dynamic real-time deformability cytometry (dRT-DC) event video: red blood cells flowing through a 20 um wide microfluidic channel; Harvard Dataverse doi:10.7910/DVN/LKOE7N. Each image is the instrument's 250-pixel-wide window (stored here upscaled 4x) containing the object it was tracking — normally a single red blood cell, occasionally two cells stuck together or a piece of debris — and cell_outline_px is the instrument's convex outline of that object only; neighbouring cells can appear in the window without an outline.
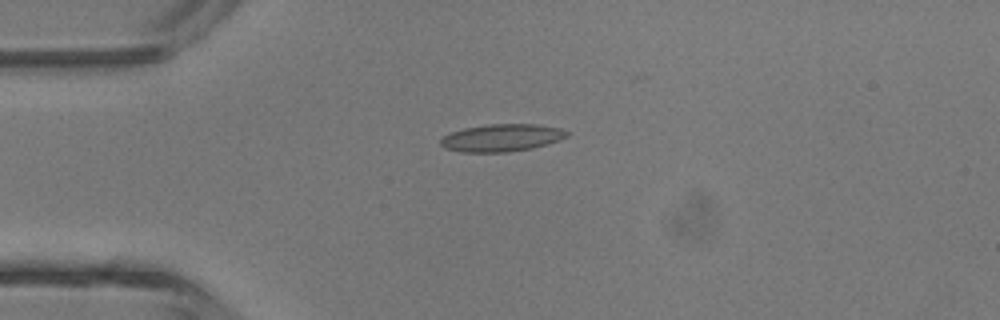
{"species": "common noctule bat (a hibernating species)", "species_latin": "Nyctalus noctula", "temperature_condition": "room temperature", "stored_images_in_passage": 3, "camera_frame_rate_fps": 3000, "um_per_image_px": 0.085, "animal": {"sex": "male", "body_mass_g": 13.3}, "frame": {"image": 1, "passage_image": 2, "time_ms": 1.0, "image_size_px": [1000, 320], "cell_outline_px": [[568, 136], [560, 140], [548, 144], [532, 148], [508, 152], [460, 152], [444, 148], [440, 144], [440, 136], [464, 128], [488, 124], [536, 124], [560, 128], [568, 132]], "centroid_in_image_um": [42.62, 11.71], "position_along_channel_um": 42.4, "area_um2": 20.35}}